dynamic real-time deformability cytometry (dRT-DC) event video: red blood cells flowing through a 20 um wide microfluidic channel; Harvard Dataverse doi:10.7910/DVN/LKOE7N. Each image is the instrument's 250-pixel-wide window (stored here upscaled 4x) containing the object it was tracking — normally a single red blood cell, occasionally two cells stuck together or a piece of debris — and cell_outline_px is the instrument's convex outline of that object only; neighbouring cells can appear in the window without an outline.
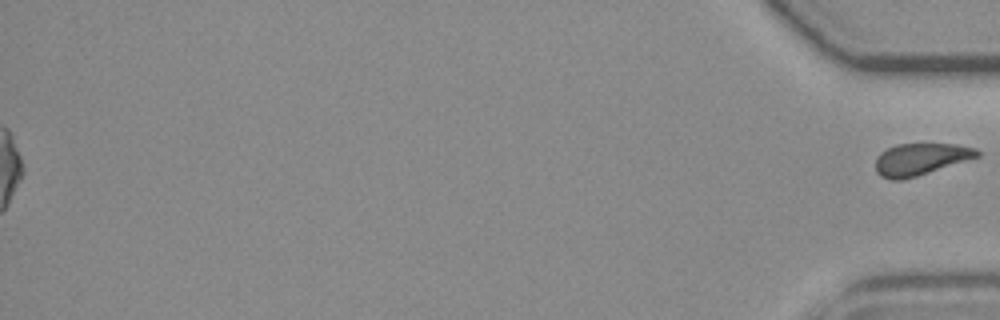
{"species": "common noctule bat (a hibernating species)", "species_latin": "Nyctalus noctula", "temperature_condition": "room temperature", "stored_images_in_passage": 40, "segment_of_instrument_passage": [2, 2], "camera_frame_rate_fps": 3000, "um_per_image_px": 0.085, "animal": {"sex": "female", "body_mass_g": 19.3, "forearm_length_mm": 54.1}, "frame": {"image": 1, "passage_image": 40, "time_ms": 13.0, "image_size_px": [1000, 320], "cell_outline_px": [[980, 156], [916, 176], [900, 180], [892, 180], [880, 176], [876, 172], [876, 156], [880, 152], [896, 144], [956, 144], [976, 148], [980, 152]], "centroid_in_image_um": [78.22, 13.52], "position_along_channel_um": 357.0, "area_um2": 18.79}}